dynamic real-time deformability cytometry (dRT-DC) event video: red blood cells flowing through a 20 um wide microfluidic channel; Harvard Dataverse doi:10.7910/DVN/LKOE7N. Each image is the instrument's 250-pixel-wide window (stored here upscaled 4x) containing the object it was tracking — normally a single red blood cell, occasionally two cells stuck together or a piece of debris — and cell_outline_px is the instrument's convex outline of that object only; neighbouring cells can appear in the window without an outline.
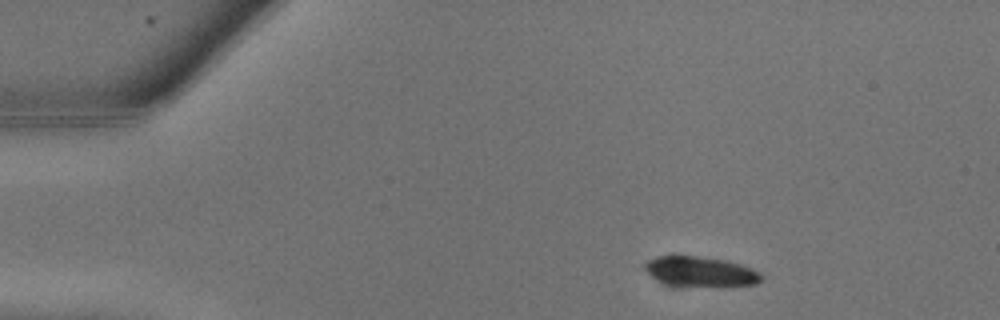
{"species": "common noctule bat (a hibernating species)", "species_latin": "Nyctalus noctula", "temperature_condition": "warm", "stored_images_in_passage": 16, "camera_frame_rate_fps": 3000, "um_per_image_px": 0.085, "animal": {"sex": "male", "body_mass_g": 13.3}, "frame": {"image": 1, "passage_image": 3, "time_ms": 0.667, "image_size_px": [1000, 320], "cell_outline_px": [[764, 280], [756, 284], [672, 284], [660, 280], [644, 272], [640, 268], [640, 264], [644, 260], [656, 256], [700, 256], [724, 260], [740, 264], [752, 268], [760, 272], [764, 276]], "centroid_in_image_um": [59.46, 23.02], "position_along_channel_um": 25.5, "area_um2": 19.88}}
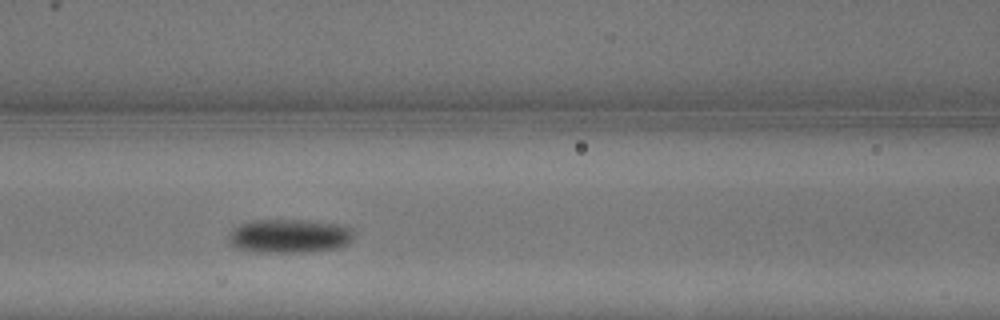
{"frame": {"image": 2, "passage_image": 10, "time_ms": 3.0, "image_size_px": [1000, 320], "cell_outline_px": [[356, 232], [344, 244], [336, 248], [312, 252], [256, 252], [236, 248], [228, 244], [228, 232], [240, 224], [252, 220], [300, 220], [336, 224], [352, 228]], "centroid_in_image_um": [24.52, 20.07], "position_along_channel_um": 142.1, "area_um2": 24.68}}
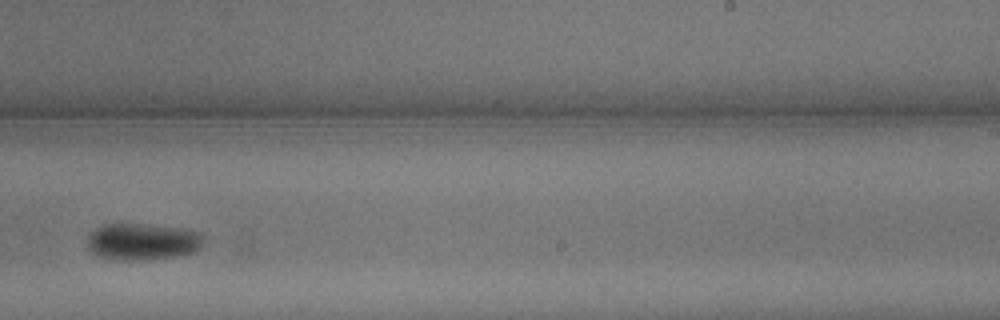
{"frame": {"image": 3, "passage_image": 15, "time_ms": 4.667, "image_size_px": [1000, 320], "cell_outline_px": [[204, 240], [200, 248], [196, 252], [180, 256], [132, 260], [128, 260], [100, 256], [92, 252], [88, 248], [88, 236], [96, 228], [104, 224], [148, 224], [180, 228], [200, 232], [204, 236]], "centroid_in_image_um": [12.17, 20.52], "position_along_channel_um": 276.8, "area_um2": 24.8}}